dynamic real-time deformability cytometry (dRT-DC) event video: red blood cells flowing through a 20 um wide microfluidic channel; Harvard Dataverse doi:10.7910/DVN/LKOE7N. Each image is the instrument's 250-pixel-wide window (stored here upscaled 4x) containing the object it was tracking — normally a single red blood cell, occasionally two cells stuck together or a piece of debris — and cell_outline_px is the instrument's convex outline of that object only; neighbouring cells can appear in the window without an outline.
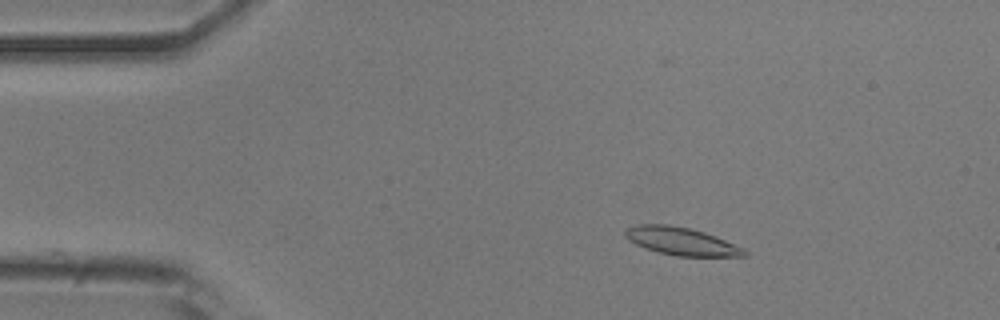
{"species": "common noctule bat (a hibernating species)", "species_latin": "Nyctalus noctula", "temperature_condition": "room temperature", "stored_images_in_passage": 54, "camera_frame_rate_fps": 3000, "um_per_image_px": 0.085, "animal": {"sex": "male", "body_mass_g": 20.5, "forearm_length_mm": 52.5}, "frame": {"image": 1, "passage_image": 9, "time_ms": 2.667, "image_size_px": [1000, 320], "cell_outline_px": [[748, 256], [676, 256], [644, 248], [628, 240], [624, 236], [624, 228], [636, 224], [668, 224], [688, 228], [704, 232], [744, 248], [748, 252]], "centroid_in_image_um": [57.86, 20.5], "position_along_channel_um": 27.1, "area_um2": 19.31}}
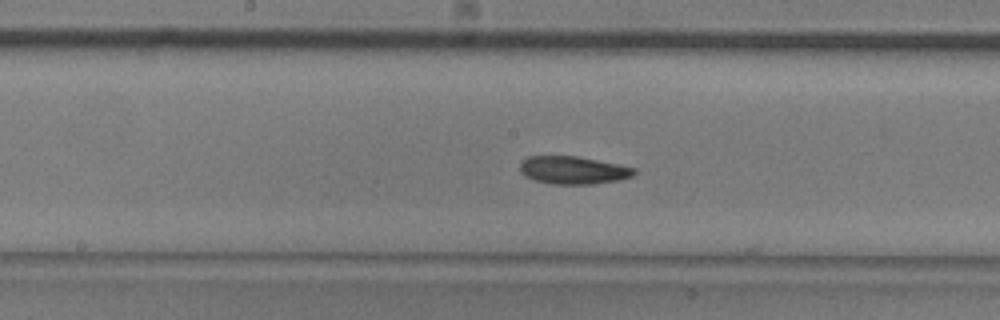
{"frame": {"image": 2, "passage_image": 27, "time_ms": 8.667, "image_size_px": [1000, 320], "cell_outline_px": [[636, 172], [632, 176], [620, 180], [592, 184], [552, 184], [536, 180], [520, 172], [520, 164], [528, 156], [576, 156], [636, 168]], "centroid_in_image_um": [48.74, 14.47], "position_along_channel_um": 199.5, "area_um2": 18.26}}
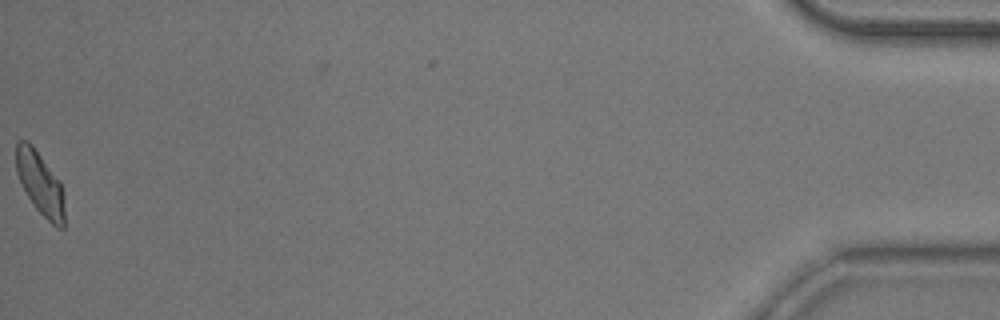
{"frame": {"image": 3, "passage_image": 53, "time_ms": 17.333, "image_size_px": [1000, 320], "cell_outline_px": [[64, 228], [56, 228], [36, 208], [28, 196], [16, 172], [16, 144], [20, 140], [28, 140], [32, 144], [60, 180], [64, 196]], "centroid_in_image_um": [3.43, 15.57], "position_along_channel_um": 431.8, "area_um2": 17.8}, "authors_computed_cell_mechanics": {"area_um2": 18.5827, "velocity_mm_per_s": 3.8432, "shape_relaxation_time_tau1_ms": 3.9011, "shape_relaxation_time_tau2_ms": 3.3781, "deformation_change_tau1": 0.1164, "deformation_change_tau2": 0.098}}